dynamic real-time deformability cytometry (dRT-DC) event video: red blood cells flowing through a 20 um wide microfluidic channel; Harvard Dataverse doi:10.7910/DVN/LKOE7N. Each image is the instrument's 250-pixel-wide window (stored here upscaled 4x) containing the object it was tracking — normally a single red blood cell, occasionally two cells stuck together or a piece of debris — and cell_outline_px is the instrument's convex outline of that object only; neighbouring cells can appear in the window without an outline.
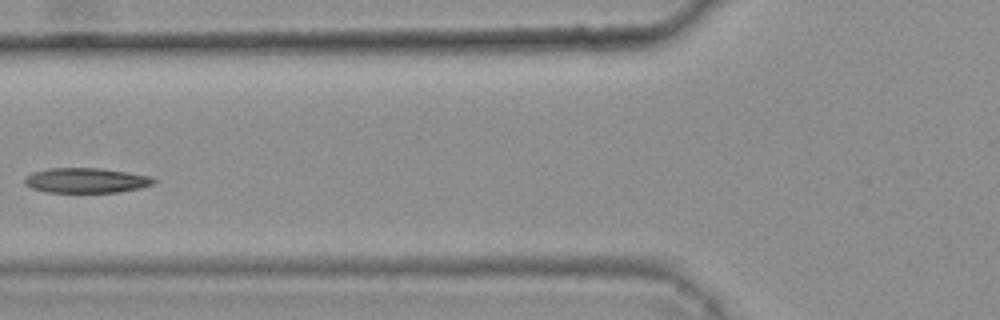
{"species": "common noctule bat (a hibernating species)", "species_latin": "Nyctalus noctula", "temperature_condition": "warm", "stored_images_in_passage": 6, "camera_frame_rate_fps": 3000, "um_per_image_px": 0.085, "animal": {"sex": "female", "body_mass_g": 25.1}, "frame": {"image": 1, "passage_image": 5, "time_ms": 1.333, "image_size_px": [1000, 320], "cell_outline_px": [[156, 180], [152, 184], [140, 188], [120, 192], [44, 192], [32, 188], [24, 184], [24, 176], [32, 172], [48, 168], [100, 168], [152, 176]], "centroid_in_image_um": [7.28, 15.33], "position_along_channel_um": 118.5, "area_um2": 18.9}}
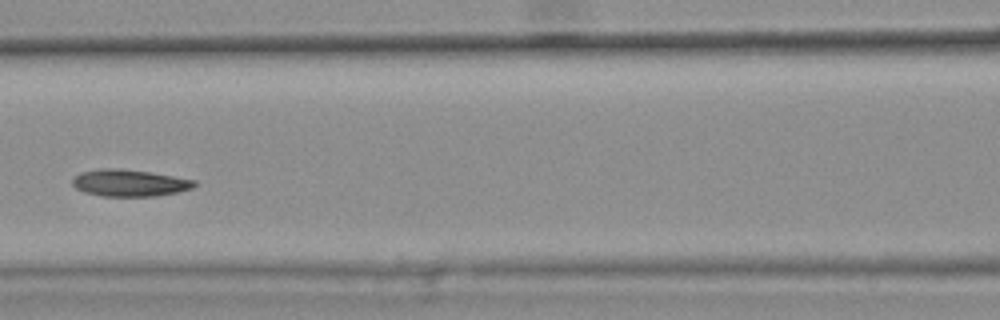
{"frame": {"image": 2, "passage_image": 6, "time_ms": 1.667, "image_size_px": [1000, 320], "cell_outline_px": [[196, 184], [192, 188], [176, 192], [156, 196], [104, 196], [84, 192], [76, 188], [72, 184], [72, 176], [80, 172], [100, 168], [120, 168], [148, 172], [196, 180]], "centroid_in_image_um": [10.95, 15.54], "position_along_channel_um": 155.6, "area_um2": 19.07}}